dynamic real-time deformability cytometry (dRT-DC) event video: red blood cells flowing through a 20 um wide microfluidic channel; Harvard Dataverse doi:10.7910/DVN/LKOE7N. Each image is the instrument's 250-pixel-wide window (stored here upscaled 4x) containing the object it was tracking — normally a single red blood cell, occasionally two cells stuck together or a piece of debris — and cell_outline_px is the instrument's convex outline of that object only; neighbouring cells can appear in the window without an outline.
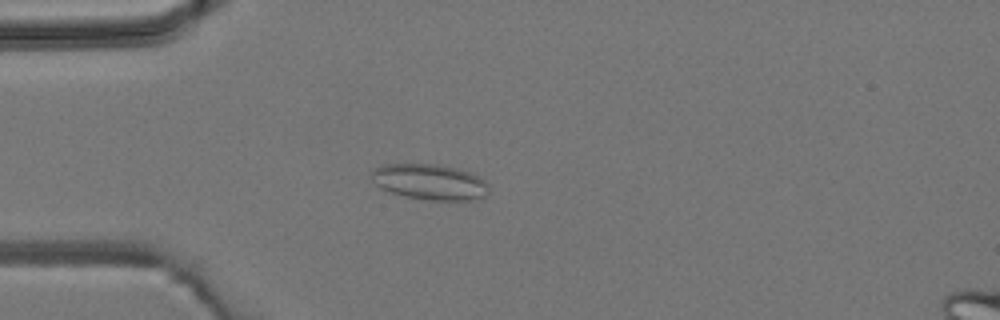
{"species": "common noctule bat (a hibernating species)", "species_latin": "Nyctalus noctula", "temperature_condition": "room temperature", "stored_images_in_passage": 1, "camera_frame_rate_fps": 3000, "um_per_image_px": 0.085, "animal": {"sex": "male", "body_mass_g": 19.2, "forearm_length_mm": 51.8}, "frame": {"image": 1, "passage_image": 1, "time_ms": 0.0, "image_size_px": [1000, 320], "cell_outline_px": [[488, 192], [484, 196], [476, 200], [428, 200], [404, 196], [380, 188], [372, 180], [372, 172], [376, 168], [384, 164], [436, 164], [456, 168], [468, 172], [484, 180], [488, 184]], "centroid_in_image_um": [36.53, 15.47], "position_along_channel_um": 48.5, "area_um2": 24.22}}